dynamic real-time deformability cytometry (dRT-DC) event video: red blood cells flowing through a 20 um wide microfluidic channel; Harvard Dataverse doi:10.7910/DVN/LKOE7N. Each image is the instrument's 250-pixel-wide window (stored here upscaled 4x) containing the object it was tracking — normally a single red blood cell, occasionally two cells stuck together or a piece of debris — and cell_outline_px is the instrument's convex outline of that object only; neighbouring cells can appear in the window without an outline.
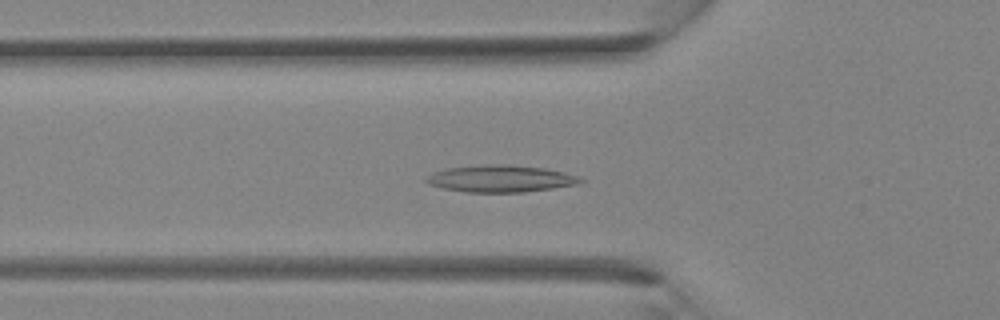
{"species": "Egyptian fruit bat (a non-hibernating species)", "species_latin": "Rousettus aegyptiacus", "temperature_condition": "room temperature", "stored_images_in_passage": 28, "camera_frame_rate_fps": 3000, "um_per_image_px": 0.085, "animal": {"sex": "female"}, "frame": {"image": 1, "passage_image": 4, "time_ms": 1.0, "image_size_px": [1000, 320], "cell_outline_px": [[588, 180], [580, 184], [552, 188], [520, 192], [468, 192], [444, 188], [428, 184], [424, 180], [432, 172], [448, 168], [488, 164], [508, 164], [544, 168], [564, 172], [580, 176]], "centroid_in_image_um": [42.61, 15.18], "position_along_channel_um": 83.2, "area_um2": 24.28}}
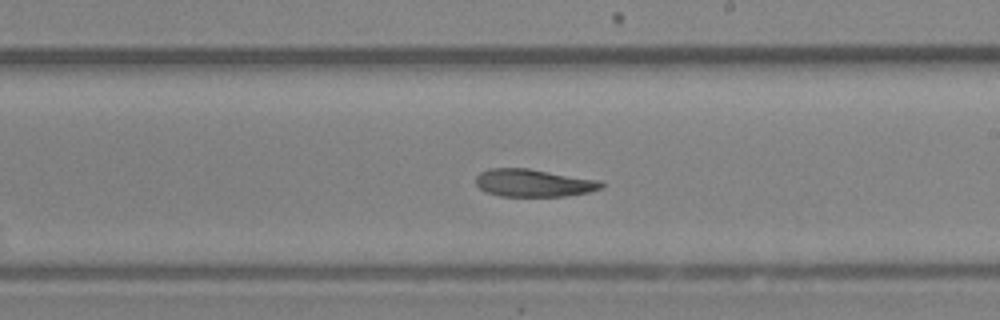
{"frame": {"image": 2, "passage_image": 13, "time_ms": 4.0, "image_size_px": [1000, 320], "cell_outline_px": [[604, 188], [588, 192], [564, 196], [500, 196], [488, 192], [480, 188], [476, 184], [476, 176], [480, 172], [488, 168], [528, 168], [600, 180], [604, 184]], "centroid_in_image_um": [45.36, 15.54], "position_along_channel_um": 243.6, "area_um2": 20.23}}
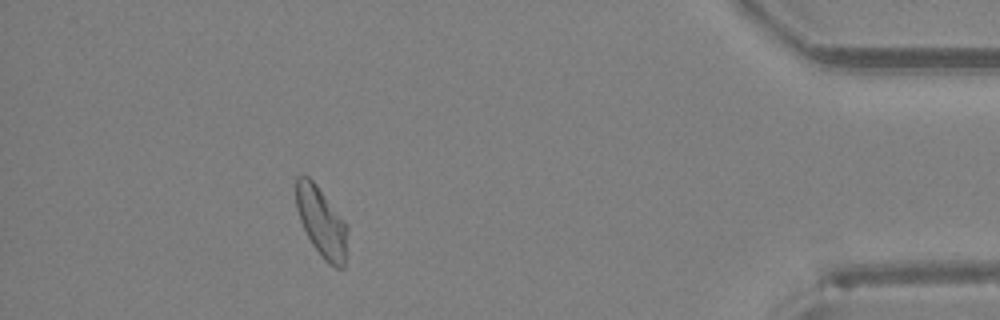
{"frame": {"image": 3, "passage_image": 25, "time_ms": 8.0, "image_size_px": [1000, 320], "cell_outline_px": [[348, 228], [344, 268], [336, 268], [328, 264], [324, 260], [312, 244], [300, 220], [296, 208], [296, 176], [308, 176], [316, 184], [348, 224]], "centroid_in_image_um": [27.34, 18.89], "position_along_channel_um": 407.9, "area_um2": 20.92}}